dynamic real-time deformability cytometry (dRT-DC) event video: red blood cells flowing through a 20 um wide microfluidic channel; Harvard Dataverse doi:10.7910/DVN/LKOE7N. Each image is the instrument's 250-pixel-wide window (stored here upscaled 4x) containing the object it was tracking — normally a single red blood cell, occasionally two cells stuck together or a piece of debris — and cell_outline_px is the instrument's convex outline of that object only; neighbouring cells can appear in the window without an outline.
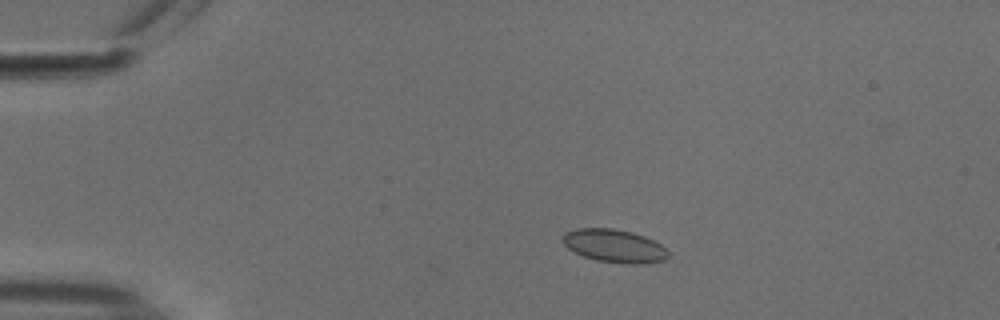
{"species": "common noctule bat (a hibernating species)", "species_latin": "Nyctalus noctula", "temperature_condition": "cold", "stored_images_in_passage": 44, "camera_frame_rate_fps": 3000, "um_per_image_px": 0.085, "animal": {"sex": "male", "body_mass_g": 18.8}, "frame": {"image": 1, "passage_image": 1, "time_ms": 0.0, "image_size_px": [1000, 320], "cell_outline_px": [[668, 256], [664, 260], [644, 264], [632, 264], [596, 260], [584, 256], [568, 248], [564, 244], [564, 232], [576, 228], [612, 228], [632, 232], [644, 236], [660, 244], [668, 252]], "centroid_in_image_um": [52.22, 20.89], "position_along_channel_um": 32.8, "area_um2": 20.11}}
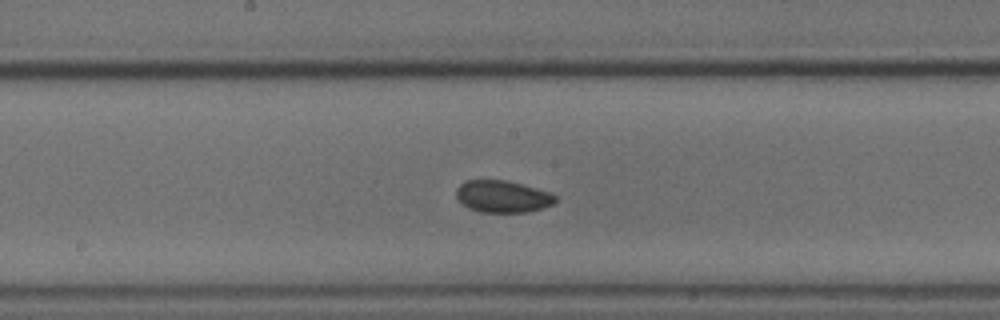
{"frame": {"image": 2, "passage_image": 19, "time_ms": 6.0, "image_size_px": [1000, 320], "cell_outline_px": [[556, 200], [552, 204], [544, 208], [528, 212], [480, 212], [468, 208], [456, 196], [456, 188], [464, 180], [504, 180], [552, 192], [556, 196]], "centroid_in_image_um": [42.72, 16.7], "position_along_channel_um": 205.5, "area_um2": 18.5}}
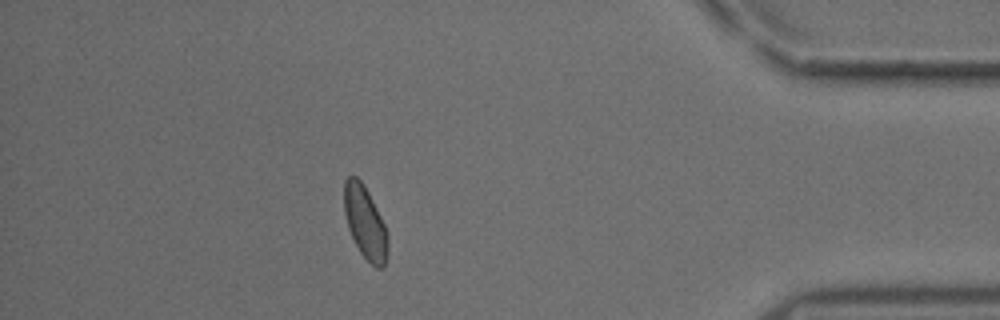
{"frame": {"image": 3, "passage_image": 38, "time_ms": 12.333, "image_size_px": [1000, 320], "cell_outline_px": [[388, 256], [384, 264], [380, 268], [376, 268], [360, 252], [348, 228], [344, 212], [344, 180], [348, 176], [356, 176], [364, 184], [384, 224], [388, 236]], "centroid_in_image_um": [31.03, 18.9], "position_along_channel_um": 404.2, "area_um2": 18.32}, "authors_computed_cell_mechanics": {"area_um2": 18.5538, "velocity_mm_per_s": 3.7487, "shape_relaxation_time_tau1_ms": null, "shape_relaxation_time_tau2_ms": 5.5005, "deformation_change_tau1": null, "deformation_change_tau2": 0.07}}